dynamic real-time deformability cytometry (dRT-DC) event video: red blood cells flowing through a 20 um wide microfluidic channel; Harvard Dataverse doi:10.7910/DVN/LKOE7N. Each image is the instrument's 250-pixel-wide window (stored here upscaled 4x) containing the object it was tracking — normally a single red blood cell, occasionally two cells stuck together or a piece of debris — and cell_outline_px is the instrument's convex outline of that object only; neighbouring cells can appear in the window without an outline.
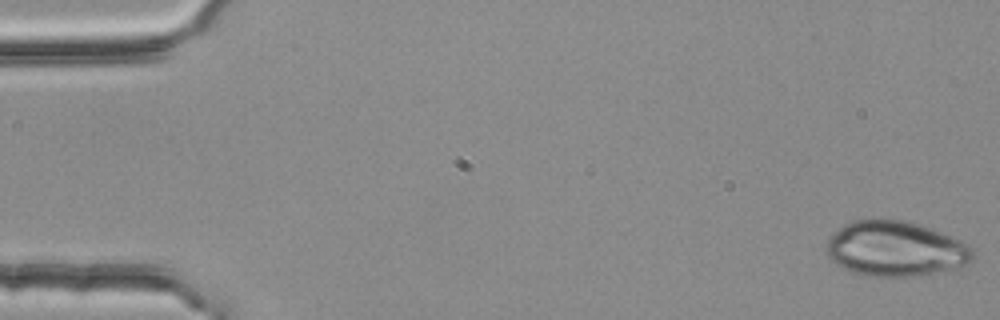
{"species": "common noctule bat (a hibernating species)", "species_latin": "Nyctalus noctula", "temperature_condition": "room temperature", "stored_images_in_passage": 52, "camera_frame_rate_fps": 3000, "um_per_image_px": 0.085, "animal": {"sex": "female", "body_mass_g": 25.1}, "frame": {"image": 1, "passage_image": 1, "time_ms": 0.0, "image_size_px": [1000, 320], "cell_outline_px": [[976, 256], [968, 264], [944, 272], [916, 276], [868, 276], [852, 272], [836, 264], [824, 252], [828, 240], [844, 224], [852, 220], [908, 220], [932, 228], [960, 240], [968, 244], [972, 248]], "centroid_in_image_um": [76.16, 21.16], "position_along_channel_um": 8.8, "area_um2": 47.34}}
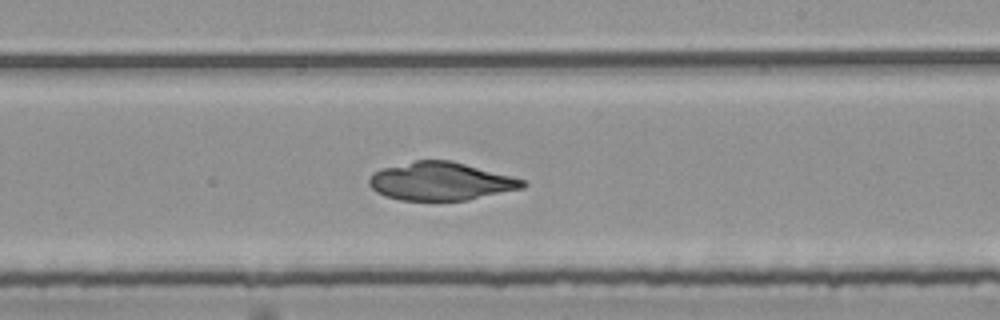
{"frame": {"image": 2, "passage_image": 32, "time_ms": 10.333, "image_size_px": [1000, 320], "cell_outline_px": [[528, 184], [524, 188], [468, 200], [400, 200], [384, 196], [376, 192], [368, 184], [368, 180], [372, 172], [380, 168], [416, 160], [452, 160], [512, 176], [524, 180]], "centroid_in_image_um": [37.45, 15.4], "position_along_channel_um": 251.6, "area_um2": 34.39}}
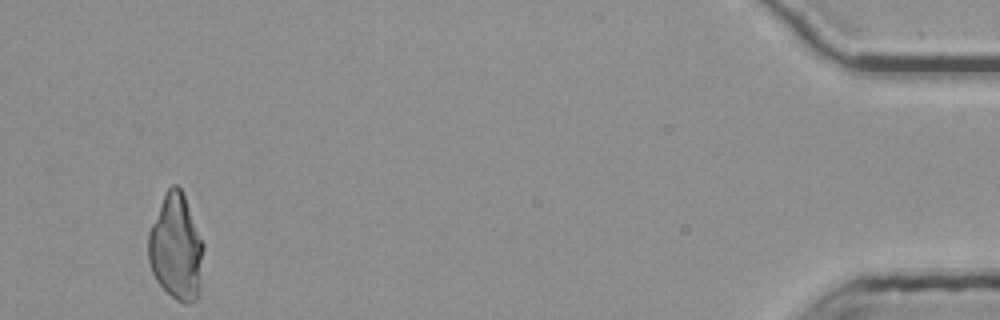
{"frame": {"image": 3, "passage_image": 52, "time_ms": 17.0, "image_size_px": [1000, 320], "cell_outline_px": [[204, 248], [200, 292], [196, 300], [188, 304], [184, 304], [176, 300], [156, 280], [152, 272], [148, 260], [148, 232], [164, 192], [172, 184], [176, 184], [180, 188], [184, 196], [204, 244]], "centroid_in_image_um": [14.97, 21.04], "position_along_channel_um": 420.2, "area_um2": 34.22}}